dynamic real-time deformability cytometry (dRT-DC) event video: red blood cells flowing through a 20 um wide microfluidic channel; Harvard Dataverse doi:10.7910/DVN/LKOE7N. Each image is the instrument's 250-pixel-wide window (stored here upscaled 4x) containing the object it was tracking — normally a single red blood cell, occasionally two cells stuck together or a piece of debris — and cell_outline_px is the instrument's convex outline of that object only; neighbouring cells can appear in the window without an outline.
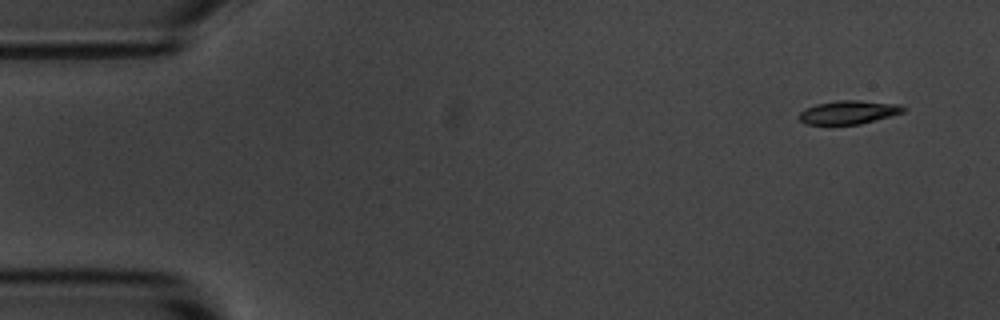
{"species": "common noctule bat (a hibernating species)", "species_latin": "Nyctalus noctula", "temperature_condition": "room temperature", "stored_images_in_passage": 10, "camera_frame_rate_fps": 3000, "um_per_image_px": 0.085, "animal": {"sex": "male", "body_mass_g": 20.1, "forearm_length_mm": 53.5}, "frame": {"image": 1, "passage_image": 1, "time_ms": 0.0, "image_size_px": [1000, 320], "cell_outline_px": [[908, 108], [904, 112], [860, 124], [804, 124], [800, 120], [800, 112], [804, 108], [816, 104], [840, 100], [856, 100], [900, 104]], "centroid_in_image_um": [72.15, 9.53], "position_along_channel_um": 12.9, "area_um2": 14.22}}
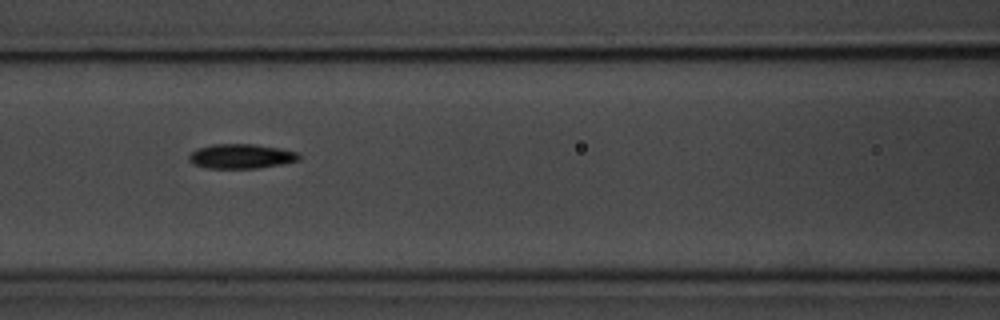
{"frame": {"image": 2, "passage_image": 7, "time_ms": 6.667, "image_size_px": [1000, 320], "cell_outline_px": [[300, 160], [280, 164], [256, 168], [204, 168], [192, 164], [188, 160], [188, 156], [196, 148], [212, 144], [256, 144], [280, 148], [300, 152]], "centroid_in_image_um": [20.48, 13.27], "position_along_channel_um": 146.1, "area_um2": 15.95}}
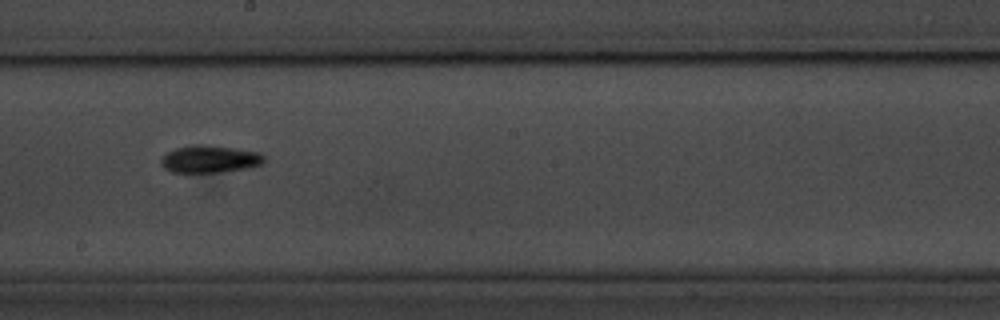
{"frame": {"image": 3, "passage_image": 9, "time_ms": 9.0, "image_size_px": [1000, 320], "cell_outline_px": [[264, 164], [244, 168], [220, 172], [172, 172], [164, 168], [160, 164], [160, 160], [168, 152], [176, 148], [192, 144], [200, 144], [232, 148], [260, 152], [264, 156]], "centroid_in_image_um": [17.82, 13.52], "position_along_channel_um": 230.4, "area_um2": 16.3}}